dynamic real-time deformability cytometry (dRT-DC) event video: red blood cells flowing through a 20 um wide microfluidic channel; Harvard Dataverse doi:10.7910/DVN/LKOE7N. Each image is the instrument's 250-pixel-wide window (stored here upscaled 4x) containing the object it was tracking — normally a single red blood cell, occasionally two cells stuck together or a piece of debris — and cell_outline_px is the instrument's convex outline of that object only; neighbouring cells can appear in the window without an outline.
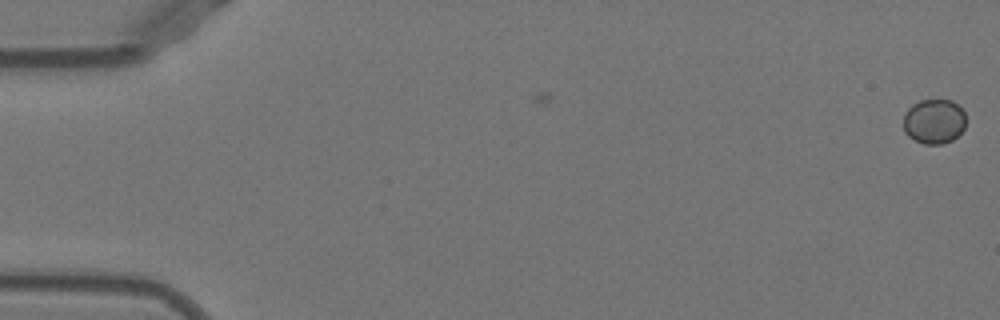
{"species": "Egyptian fruit bat (a non-hibernating species)", "species_latin": "Rousettus aegyptiacus", "temperature_condition": "warm", "stored_images_in_passage": 4, "camera_frame_rate_fps": 3000, "um_per_image_px": 0.085, "animal": {"sex": "female"}, "frame": {"image": 1, "passage_image": 4, "time_ms": 1.0, "image_size_px": [1000, 320], "cell_outline_px": [[964, 128], [952, 140], [940, 144], [924, 144], [908, 136], [904, 132], [904, 116], [908, 108], [912, 104], [920, 100], [952, 100], [964, 112]], "centroid_in_image_um": [79.37, 10.31], "position_along_channel_um": 5.6, "area_um2": 16.13}}